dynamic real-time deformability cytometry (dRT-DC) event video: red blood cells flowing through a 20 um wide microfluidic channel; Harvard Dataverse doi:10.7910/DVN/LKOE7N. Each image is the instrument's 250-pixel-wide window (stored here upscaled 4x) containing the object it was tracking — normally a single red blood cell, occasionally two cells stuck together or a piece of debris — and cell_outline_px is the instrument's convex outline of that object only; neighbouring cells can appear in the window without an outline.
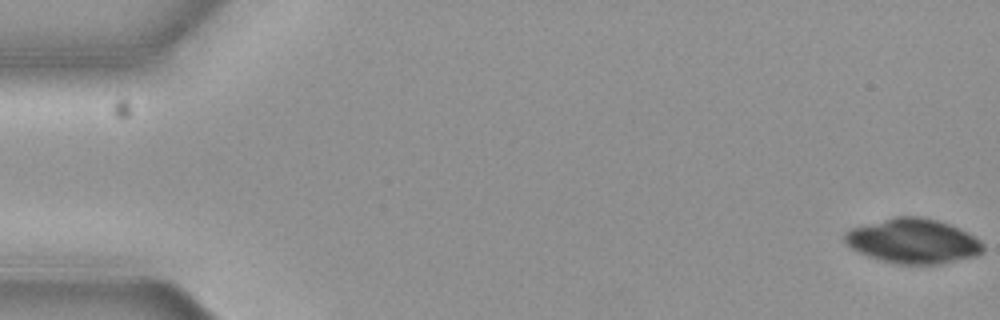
{"species": "common noctule bat (a hibernating species)", "species_latin": "Nyctalus noctula", "temperature_condition": "cold", "stored_images_in_passage": 8, "camera_frame_rate_fps": 3000, "um_per_image_px": 0.085, "animal": {"sex": "female", "body_mass_g": 19.3, "forearm_length_mm": 54.1}, "frame": {"image": 1, "passage_image": 1, "time_ms": 0.0, "image_size_px": [1000, 320], "cell_outline_px": [[984, 252], [976, 256], [940, 264], [896, 264], [880, 260], [868, 256], [852, 248], [844, 240], [844, 232], [852, 228], [896, 216], [920, 216], [936, 220], [960, 228], [976, 236], [984, 244]], "centroid_in_image_um": [77.66, 20.49], "position_along_channel_um": 7.3, "area_um2": 36.07}}